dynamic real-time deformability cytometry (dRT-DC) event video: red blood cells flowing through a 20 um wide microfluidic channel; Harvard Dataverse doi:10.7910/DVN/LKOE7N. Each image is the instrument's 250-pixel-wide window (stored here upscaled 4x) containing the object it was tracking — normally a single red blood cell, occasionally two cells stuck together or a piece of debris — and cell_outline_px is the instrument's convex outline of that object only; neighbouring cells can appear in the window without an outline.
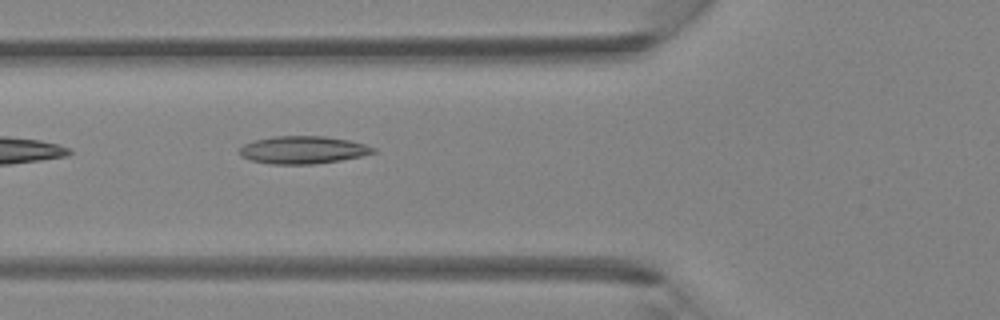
{"species": "Egyptian fruit bat (a non-hibernating species)", "species_latin": "Rousettus aegyptiacus", "temperature_condition": "room temperature", "stored_images_in_passage": 4, "camera_frame_rate_fps": 3000, "um_per_image_px": 0.085, "animal": {"sex": "female"}, "frame": {"image": 1, "passage_image": 4, "time_ms": 1.0, "image_size_px": [1000, 320], "cell_outline_px": [[376, 152], [360, 156], [340, 160], [312, 164], [272, 164], [248, 160], [240, 156], [240, 148], [244, 144], [256, 140], [272, 136], [324, 136], [348, 140], [364, 144], [376, 148]], "centroid_in_image_um": [25.72, 12.74], "position_along_channel_um": 100.1, "area_um2": 21.44}}